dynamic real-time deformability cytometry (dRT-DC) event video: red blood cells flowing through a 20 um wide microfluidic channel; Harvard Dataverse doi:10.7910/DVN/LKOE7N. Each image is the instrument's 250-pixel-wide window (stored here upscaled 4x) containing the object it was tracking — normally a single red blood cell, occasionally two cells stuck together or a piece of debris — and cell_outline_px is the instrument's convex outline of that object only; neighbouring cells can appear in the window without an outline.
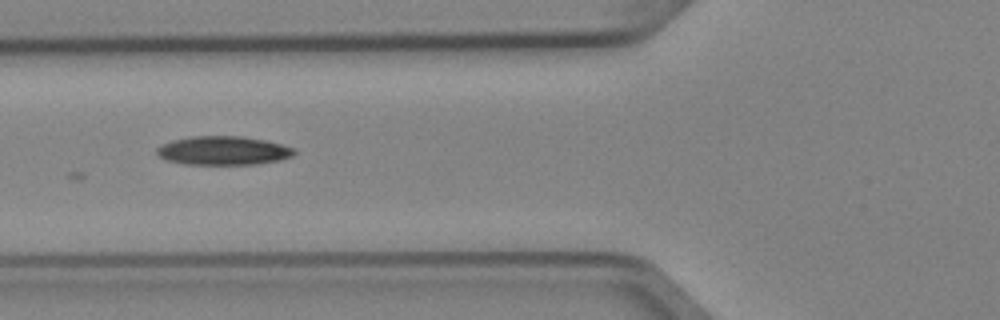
{"species": "Egyptian fruit bat (a non-hibernating species)", "species_latin": "Rousettus aegyptiacus", "temperature_condition": "cold", "stored_images_in_passage": 6, "camera_frame_rate_fps": 3000, "um_per_image_px": 0.085, "animal": {"sex": "female"}, "frame": {"image": 1, "passage_image": 3, "time_ms": 0.667, "image_size_px": [1000, 320], "cell_outline_px": [[296, 152], [292, 156], [280, 160], [256, 164], [184, 164], [168, 160], [160, 156], [156, 152], [156, 148], [172, 140], [192, 136], [244, 136], [264, 140], [296, 148]], "centroid_in_image_um": [19.01, 12.8], "position_along_channel_um": 106.8, "area_um2": 22.95}}